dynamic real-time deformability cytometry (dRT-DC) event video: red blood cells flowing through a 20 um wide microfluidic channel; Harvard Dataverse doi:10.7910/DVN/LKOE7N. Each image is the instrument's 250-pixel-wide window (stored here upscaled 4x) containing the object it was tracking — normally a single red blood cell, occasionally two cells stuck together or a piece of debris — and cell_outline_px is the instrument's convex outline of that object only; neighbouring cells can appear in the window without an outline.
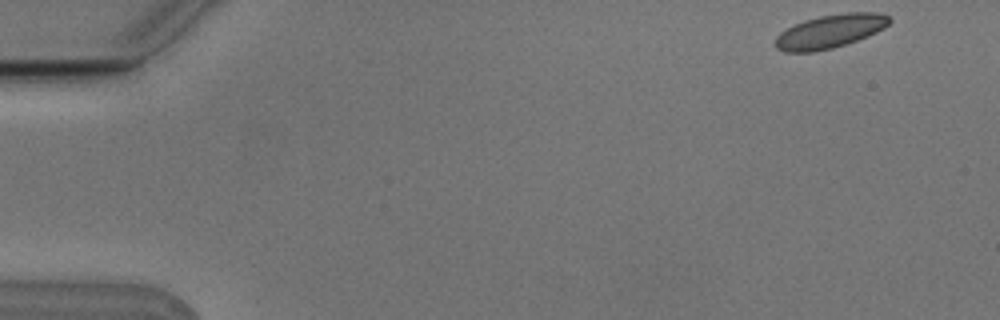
{"species": "Egyptian fruit bat (a non-hibernating species)", "species_latin": "Rousettus aegyptiacus", "temperature_condition": "cold", "stored_images_in_passage": 4, "camera_frame_rate_fps": 3000, "um_per_image_px": 0.085, "animal": {"sex": "male"}, "frame": {"image": 1, "passage_image": 1, "time_ms": 0.0, "image_size_px": [1000, 320], "cell_outline_px": [[892, 20], [884, 28], [868, 36], [832, 48], [812, 52], [784, 52], [776, 48], [776, 36], [780, 32], [804, 20], [820, 16], [844, 12], [880, 12], [892, 16]], "centroid_in_image_um": [70.59, 2.64], "position_along_channel_um": 14.4, "area_um2": 22.31}}